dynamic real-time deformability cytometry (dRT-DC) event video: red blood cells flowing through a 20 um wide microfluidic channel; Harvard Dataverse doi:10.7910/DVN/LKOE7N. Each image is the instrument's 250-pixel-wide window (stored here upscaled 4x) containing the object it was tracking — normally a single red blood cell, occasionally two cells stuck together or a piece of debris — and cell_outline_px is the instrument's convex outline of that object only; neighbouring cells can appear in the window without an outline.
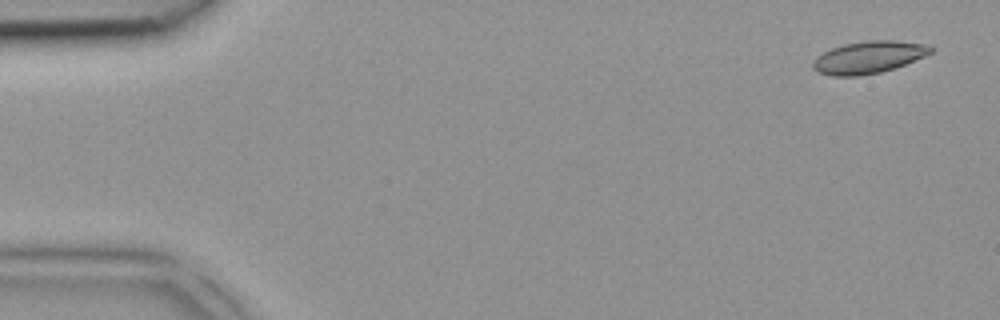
{"species": "common noctule bat (a hibernating species)", "species_latin": "Nyctalus noctula", "temperature_condition": "room temperature", "stored_images_in_passage": 4, "segment_of_instrument_passage": [1, 2], "camera_frame_rate_fps": 3000, "um_per_image_px": 0.085, "animal": {"sex": "female", "body_mass_g": 18.4}, "frame": {"image": 1, "passage_image": 1, "time_ms": 0.0, "image_size_px": [1000, 320], "cell_outline_px": [[936, 48], [932, 52], [924, 56], [896, 68], [880, 72], [860, 76], [832, 76], [820, 72], [812, 68], [812, 60], [816, 56], [832, 48], [844, 44], [864, 40], [896, 40], [924, 44]], "centroid_in_image_um": [73.83, 4.86], "position_along_channel_um": 11.2, "area_um2": 22.25}}
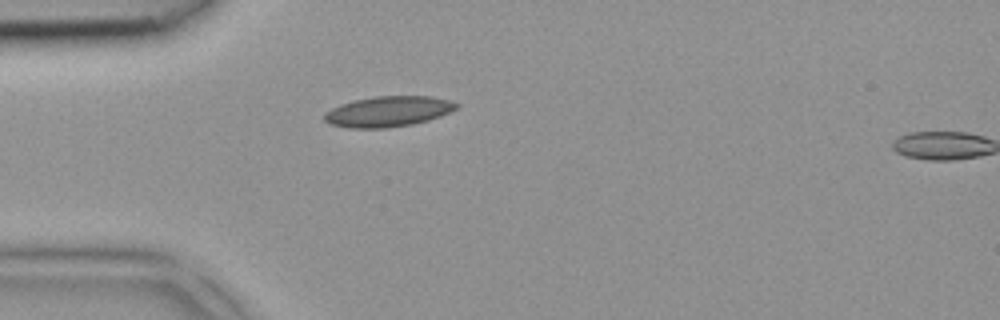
{"frame": {"image": 2, "passage_image": 3, "time_ms": 0.667, "image_size_px": [1000, 320], "cell_outline_px": [[460, 104], [456, 108], [440, 116], [428, 120], [412, 124], [384, 128], [352, 128], [332, 124], [324, 120], [324, 112], [340, 104], [356, 100], [376, 96], [428, 96], [448, 100]], "centroid_in_image_um": [32.98, 9.47], "position_along_channel_um": 52.0, "area_um2": 23.18}}